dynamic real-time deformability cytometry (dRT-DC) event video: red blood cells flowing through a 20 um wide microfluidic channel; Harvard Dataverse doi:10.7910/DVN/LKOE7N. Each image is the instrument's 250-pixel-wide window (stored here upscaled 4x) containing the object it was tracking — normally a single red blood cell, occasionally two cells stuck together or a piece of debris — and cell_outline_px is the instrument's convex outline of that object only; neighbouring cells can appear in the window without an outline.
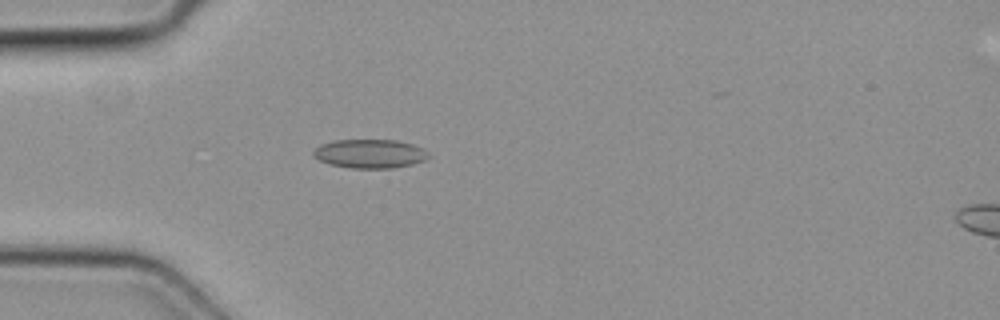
{"species": "common noctule bat (a hibernating species)", "species_latin": "Nyctalus noctula", "temperature_condition": "cold", "stored_images_in_passage": 4, "camera_frame_rate_fps": 3000, "um_per_image_px": 0.085, "animal": {"sex": "female", "body_mass_g": 19.3, "forearm_length_mm": 54.1}, "frame": {"image": 1, "passage_image": 4, "time_ms": 1.0, "image_size_px": [1000, 320], "cell_outline_px": [[432, 156], [424, 160], [412, 164], [392, 168], [352, 168], [332, 164], [320, 160], [312, 156], [312, 152], [320, 144], [336, 140], [396, 140], [412, 144], [424, 148]], "centroid_in_image_um": [31.47, 13.06], "position_along_channel_um": 53.5, "area_um2": 19.36}}